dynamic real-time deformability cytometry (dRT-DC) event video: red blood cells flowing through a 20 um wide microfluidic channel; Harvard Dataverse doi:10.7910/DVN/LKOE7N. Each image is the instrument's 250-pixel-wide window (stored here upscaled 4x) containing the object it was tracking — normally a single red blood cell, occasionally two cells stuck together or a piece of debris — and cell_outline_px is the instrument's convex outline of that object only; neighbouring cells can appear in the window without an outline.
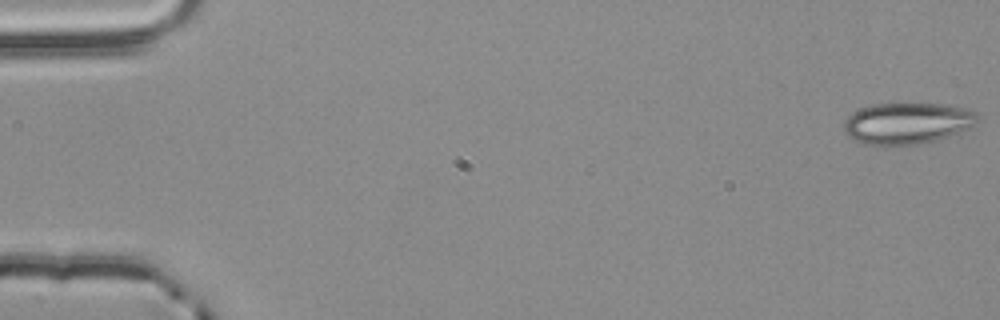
{"species": "common noctule bat (a hibernating species)", "species_latin": "Nyctalus noctula", "temperature_condition": "room temperature", "stored_images_in_passage": 6, "camera_frame_rate_fps": 3000, "um_per_image_px": 0.085, "animal": {"sex": "male", "body_mass_g": 20.4}, "frame": {"image": 1, "passage_image": 1, "time_ms": 0.0, "image_size_px": [1000, 320], "cell_outline_px": [[976, 120], [972, 128], [936, 140], [896, 148], [884, 148], [864, 144], [848, 136], [844, 132], [844, 124], [848, 116], [852, 112], [876, 104], [940, 104], [964, 108], [976, 112]], "centroid_in_image_um": [77.07, 10.53], "position_along_channel_um": 7.9, "area_um2": 32.54}}
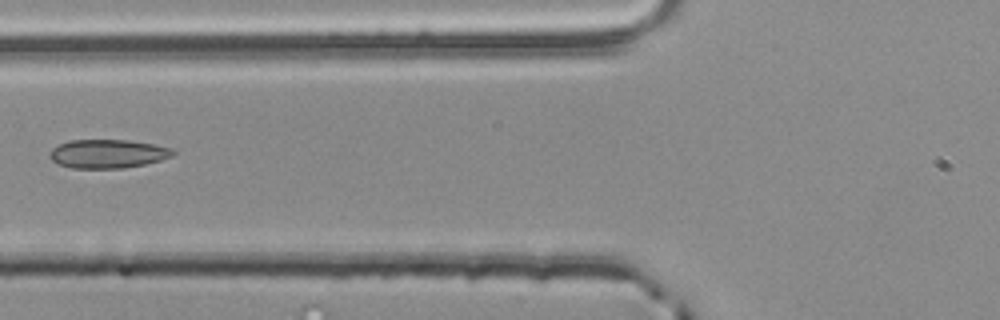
{"frame": {"image": 2, "passage_image": 6, "time_ms": 1.667, "image_size_px": [1000, 320], "cell_outline_px": [[176, 152], [172, 156], [160, 160], [144, 164], [124, 168], [72, 168], [60, 164], [52, 160], [48, 156], [52, 148], [60, 144], [72, 140], [128, 140], [152, 144], [172, 148]], "centroid_in_image_um": [9.16, 13.07], "position_along_channel_um": 116.6, "area_um2": 20.46}}